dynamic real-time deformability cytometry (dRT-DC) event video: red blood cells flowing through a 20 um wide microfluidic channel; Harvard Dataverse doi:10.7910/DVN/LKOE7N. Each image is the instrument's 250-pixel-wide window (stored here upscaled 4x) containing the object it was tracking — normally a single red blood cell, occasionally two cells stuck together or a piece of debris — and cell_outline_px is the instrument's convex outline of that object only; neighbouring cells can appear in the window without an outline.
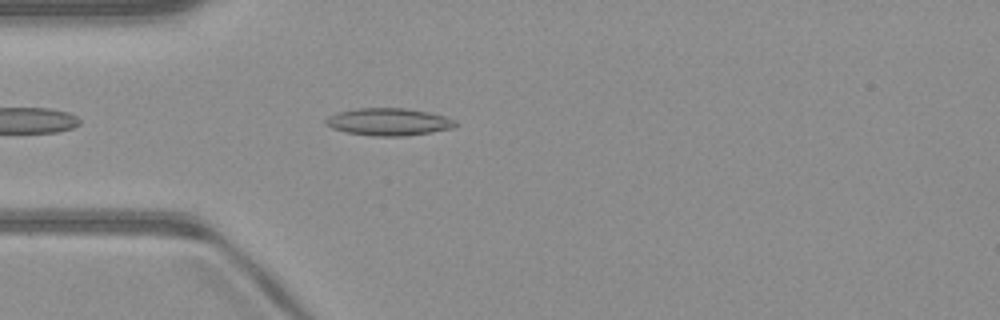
{"species": "common noctule bat (a hibernating species)", "species_latin": "Nyctalus noctula", "temperature_condition": "warm", "stored_images_in_passage": 40, "camera_frame_rate_fps": 3000, "um_per_image_px": 0.085, "animal": {"sex": "male", "body_mass_g": 23.1, "forearm_length_mm": 52.7}, "frame": {"image": 1, "passage_image": 4, "time_ms": 1.0, "image_size_px": [1000, 320], "cell_outline_px": [[460, 124], [452, 128], [432, 132], [404, 136], [372, 136], [348, 132], [332, 128], [324, 124], [324, 120], [328, 116], [336, 112], [356, 108], [404, 108], [428, 112], [444, 116], [456, 120]], "centroid_in_image_um": [33.03, 10.35], "position_along_channel_um": 52.0, "area_um2": 20.81}}
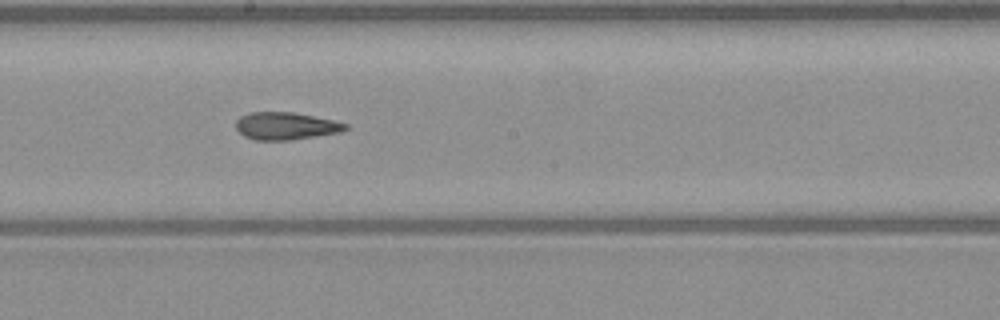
{"frame": {"image": 2, "passage_image": 17, "time_ms": 5.333, "image_size_px": [1000, 320], "cell_outline_px": [[348, 128], [340, 132], [292, 140], [256, 140], [244, 136], [236, 128], [236, 120], [240, 116], [248, 112], [292, 112], [336, 120], [348, 124]], "centroid_in_image_um": [24.3, 10.7], "position_along_channel_um": 223.9, "area_um2": 17.63}}
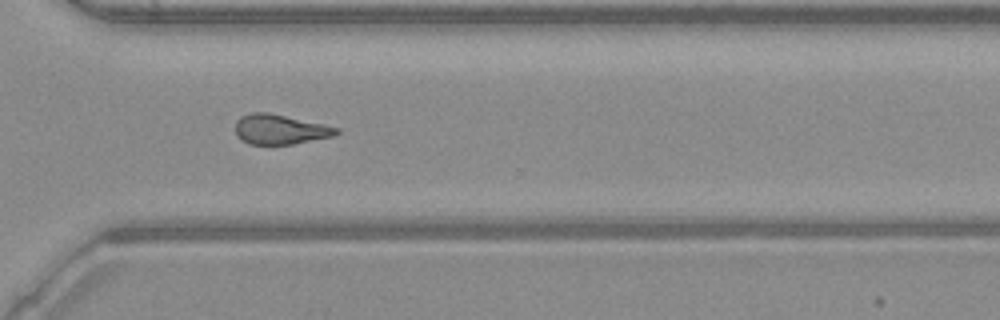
{"frame": {"image": 3, "passage_image": 26, "time_ms": 8.333, "image_size_px": [1000, 320], "cell_outline_px": [[340, 132], [336, 136], [292, 144], [248, 144], [240, 140], [236, 136], [236, 120], [240, 116], [252, 112], [268, 112], [324, 124], [340, 128]], "centroid_in_image_um": [23.81, 11.0], "position_along_channel_um": 346.8, "area_um2": 17.8}, "authors_computed_cell_mechanics": {"area_um2": 18.0914, "velocity_mm_per_s": 4.1077, "shape_relaxation_time_tau1_ms": null, "shape_relaxation_time_tau2_ms": 5.5512, "deformation_change_tau1": null, "deformation_change_tau2": 0.1604}}